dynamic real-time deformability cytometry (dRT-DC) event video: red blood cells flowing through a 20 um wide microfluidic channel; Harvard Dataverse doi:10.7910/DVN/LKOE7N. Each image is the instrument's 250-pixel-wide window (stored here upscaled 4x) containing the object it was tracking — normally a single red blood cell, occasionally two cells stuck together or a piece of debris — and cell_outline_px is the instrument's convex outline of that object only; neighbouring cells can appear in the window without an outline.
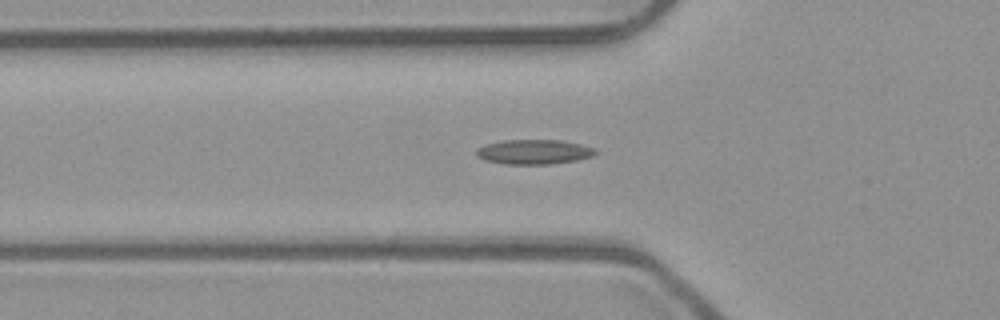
{"species": "common noctule bat (a hibernating species)", "species_latin": "Nyctalus noctula", "temperature_condition": "room temperature", "stored_images_in_passage": 49, "camera_frame_rate_fps": 3000, "um_per_image_px": 0.085, "animal": {"sex": "male", "body_mass_g": 23.1, "forearm_length_mm": 52.7}, "frame": {"image": 1, "passage_image": 14, "time_ms": 4.333, "image_size_px": [1000, 320], "cell_outline_px": [[596, 152], [592, 156], [576, 160], [552, 164], [504, 164], [484, 160], [476, 156], [476, 148], [484, 144], [504, 140], [560, 140], [580, 144], [596, 148]], "centroid_in_image_um": [45.34, 12.91], "position_along_channel_um": 80.5, "area_um2": 17.22}}
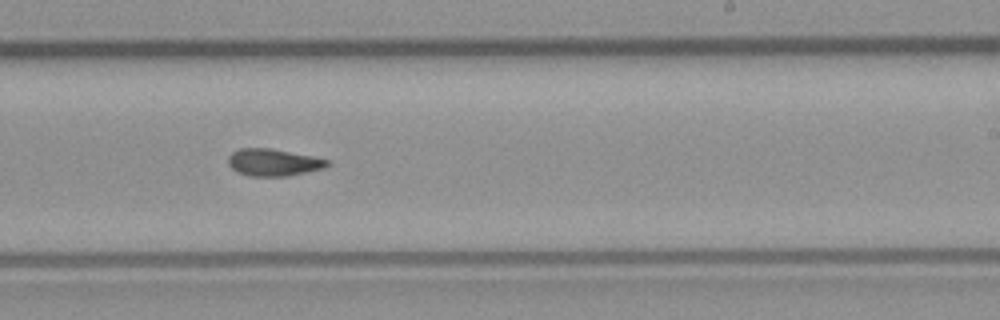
{"frame": {"image": 2, "passage_image": 28, "time_ms": 9.0, "image_size_px": [1000, 320], "cell_outline_px": [[328, 164], [324, 168], [288, 176], [248, 176], [236, 172], [228, 164], [228, 156], [232, 152], [240, 148], [272, 148], [312, 156], [328, 160]], "centroid_in_image_um": [23.19, 13.8], "position_along_channel_um": 265.8, "area_um2": 15.66}}
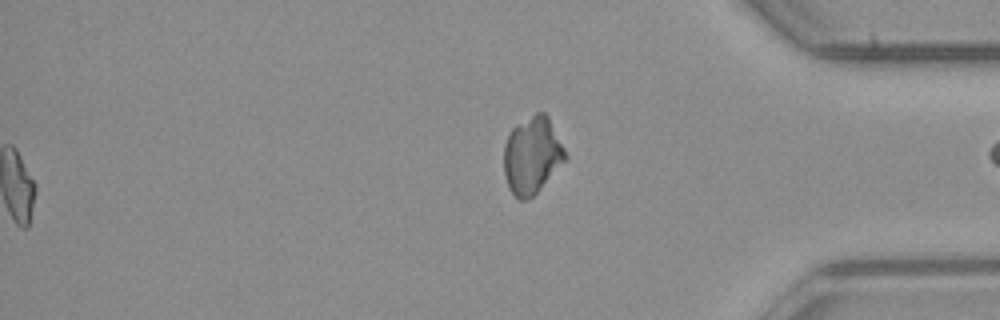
{"frame": {"image": 3, "passage_image": 49, "time_ms": 16.0, "image_size_px": [1000, 320], "cell_outline_px": [[568, 156], [536, 192], [532, 196], [524, 200], [520, 200], [508, 188], [504, 176], [504, 144], [508, 132], [516, 124], [536, 112], [544, 112], [548, 116]], "centroid_in_image_um": [45.19, 13.17], "position_along_channel_um": 390.0, "area_um2": 27.28}, "authors_computed_cell_mechanics": {"area_um2": 15.6638, "velocity_mm_per_s": 3.9487, "shape_relaxation_time_tau1_ms": null, "shape_relaxation_time_tau2_ms": 3.6203, "deformation_change_tau1": null, "deformation_change_tau2": 0.108}}